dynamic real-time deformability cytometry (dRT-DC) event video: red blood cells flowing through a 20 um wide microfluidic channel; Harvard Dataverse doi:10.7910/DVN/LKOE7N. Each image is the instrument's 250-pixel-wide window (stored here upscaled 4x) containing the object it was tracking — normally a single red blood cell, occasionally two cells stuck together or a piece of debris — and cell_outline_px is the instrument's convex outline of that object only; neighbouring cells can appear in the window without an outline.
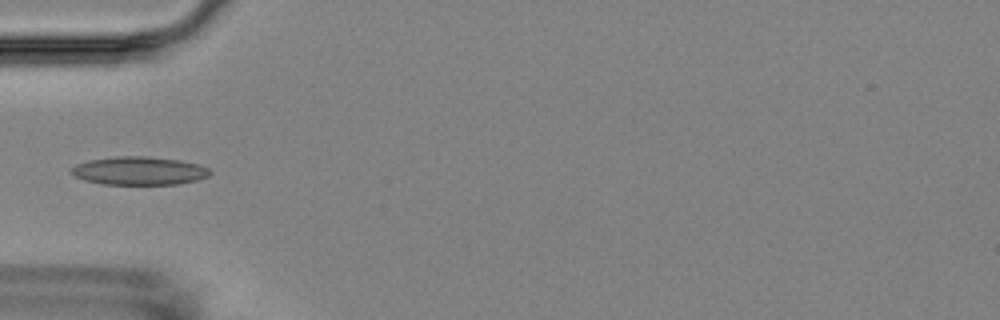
{"species": "Egyptian fruit bat (a non-hibernating species)", "species_latin": "Rousettus aegyptiacus", "temperature_condition": "room temperature", "stored_images_in_passage": 4, "camera_frame_rate_fps": 3000, "um_per_image_px": 0.085, "animal": {"sex": "female"}, "frame": {"image": 1, "passage_image": 4, "time_ms": 4.333, "image_size_px": [1000, 320], "cell_outline_px": [[212, 172], [208, 176], [196, 180], [176, 184], [100, 184], [84, 180], [68, 172], [76, 164], [88, 160], [116, 156], [144, 156], [180, 160], [196, 164], [208, 168]], "centroid_in_image_um": [11.79, 14.51], "position_along_channel_um": 73.2, "area_um2": 22.77}}